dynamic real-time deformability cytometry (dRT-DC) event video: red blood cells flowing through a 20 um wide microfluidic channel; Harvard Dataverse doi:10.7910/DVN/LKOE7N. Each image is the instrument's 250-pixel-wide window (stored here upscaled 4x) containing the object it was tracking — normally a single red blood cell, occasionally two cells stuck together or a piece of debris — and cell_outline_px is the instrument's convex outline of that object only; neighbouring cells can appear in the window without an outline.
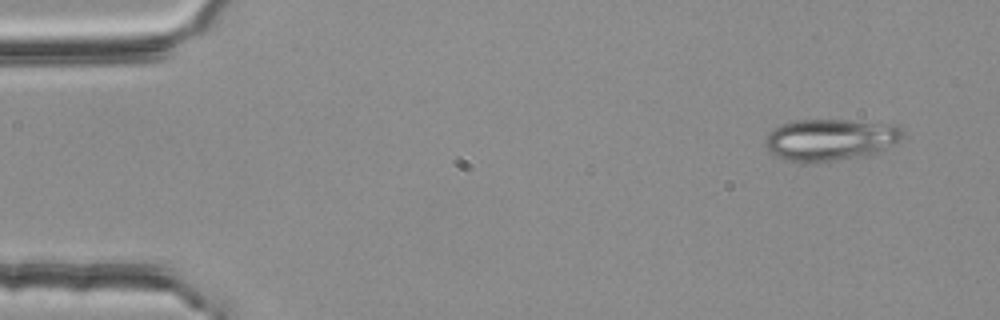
{"species": "common noctule bat (a hibernating species)", "species_latin": "Nyctalus noctula", "temperature_condition": "room temperature", "stored_images_in_passage": 4, "camera_frame_rate_fps": 3000, "um_per_image_px": 0.085, "animal": {"sex": "female", "body_mass_g": 25.1}, "frame": {"image": 1, "passage_image": 1, "time_ms": 0.0, "image_size_px": [1000, 320], "cell_outline_px": [[904, 136], [900, 140], [884, 152], [868, 156], [836, 160], [784, 160], [776, 156], [764, 144], [764, 140], [768, 132], [772, 128], [780, 124], [800, 120], [848, 120], [896, 124], [904, 132]], "centroid_in_image_um": [70.65, 11.85], "position_along_channel_um": 14.4, "area_um2": 33.52}}